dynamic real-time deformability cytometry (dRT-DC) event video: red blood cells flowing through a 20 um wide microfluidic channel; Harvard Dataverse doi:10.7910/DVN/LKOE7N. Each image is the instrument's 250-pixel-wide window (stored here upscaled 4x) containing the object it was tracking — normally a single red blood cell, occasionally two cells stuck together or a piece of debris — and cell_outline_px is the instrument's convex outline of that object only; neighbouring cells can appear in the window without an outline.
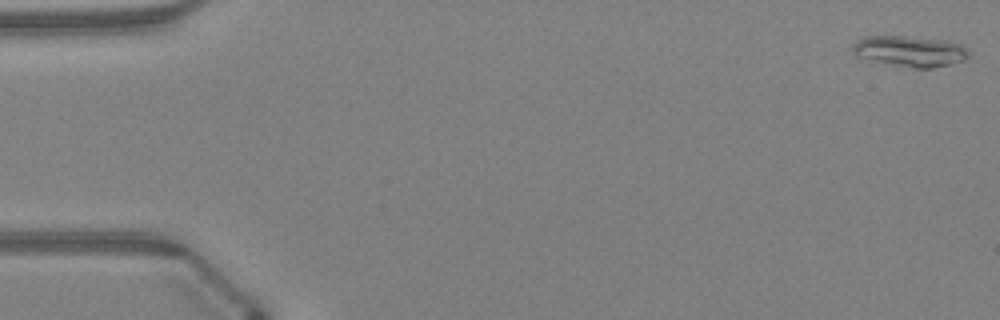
{"species": "Egyptian fruit bat (a non-hibernating species)", "species_latin": "Rousettus aegyptiacus", "temperature_condition": "warm", "stored_images_in_passage": 46, "camera_frame_rate_fps": 3000, "um_per_image_px": 0.085, "animal": {"sex": "female"}, "frame": {"image": 1, "passage_image": 1, "time_ms": 0.0, "image_size_px": [1000, 320], "cell_outline_px": [[968, 56], [964, 60], [932, 68], [916, 68], [892, 64], [856, 56], [852, 52], [852, 44], [856, 40], [864, 36], [908, 36], [948, 40], [964, 44], [968, 52]], "centroid_in_image_um": [77.35, 4.32], "position_along_channel_um": 7.6, "area_um2": 20.87}}
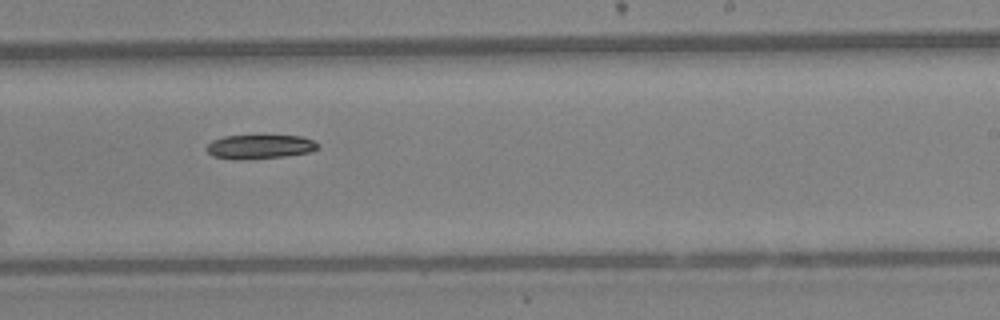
{"frame": {"image": 2, "passage_image": 29, "time_ms": 9.333, "image_size_px": [1000, 320], "cell_outline_px": [[320, 144], [312, 152], [284, 156], [236, 160], [212, 156], [204, 148], [212, 140], [224, 136], [300, 136], [312, 140]], "centroid_in_image_um": [22.04, 12.48], "position_along_channel_um": 267.0, "area_um2": 15.55}}
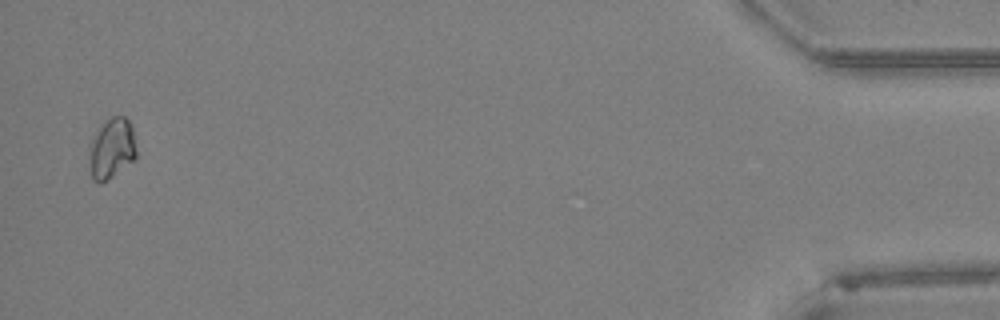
{"frame": {"image": 3, "passage_image": 46, "time_ms": 15.0, "image_size_px": [1000, 320], "cell_outline_px": [[136, 160], [100, 184], [92, 180], [88, 152], [88, 144], [96, 128], [104, 120], [112, 116], [124, 116], [132, 124], [136, 152]], "centroid_in_image_um": [9.46, 12.59], "position_along_channel_um": 425.7, "area_um2": 17.22}}